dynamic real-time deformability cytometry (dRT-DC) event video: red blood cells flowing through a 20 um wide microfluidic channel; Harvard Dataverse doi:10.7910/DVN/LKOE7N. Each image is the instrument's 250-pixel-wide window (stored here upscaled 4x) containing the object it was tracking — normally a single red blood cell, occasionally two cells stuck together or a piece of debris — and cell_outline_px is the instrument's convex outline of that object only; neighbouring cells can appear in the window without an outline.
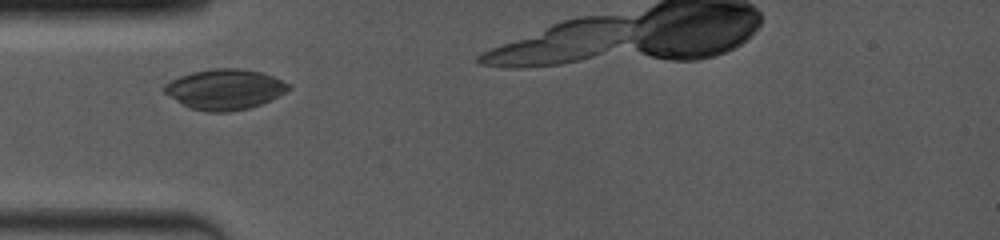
{"species": "common noctule bat (a hibernating species)", "species_latin": "Nyctalus noctula", "temperature_condition": "room temperature", "stored_images_in_passage": 40, "camera_frame_rate_fps": 4000, "um_per_image_px": 0.085, "animal": {"sex": "female", "body_mass_g": 19.0, "forearm_length_mm": 53.3}, "frame": {"image": 1, "passage_image": 9, "time_ms": 1.75, "image_size_px": [1000, 240], "cell_outline_px": [[292, 88], [260, 104], [248, 108], [228, 112], [204, 112], [188, 108], [164, 92], [164, 84], [180, 76], [192, 72], [212, 68], [240, 68], [264, 72], [292, 84]], "centroid_in_image_um": [19.12, 7.58], "position_along_channel_um": 65.9, "area_um2": 29.3}}
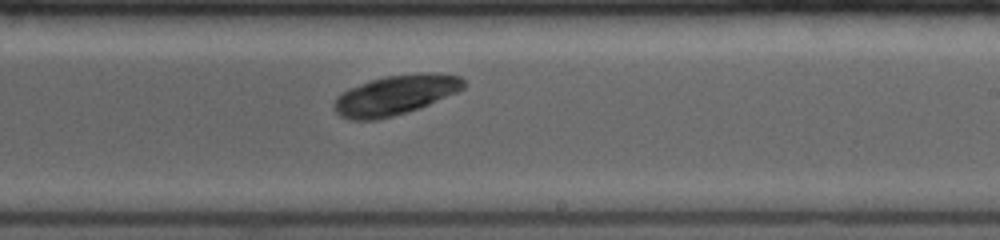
{"frame": {"image": 2, "passage_image": 27, "time_ms": 6.5, "image_size_px": [1000, 240], "cell_outline_px": [[464, 88], [456, 92], [420, 108], [408, 112], [376, 120], [348, 120], [340, 116], [332, 108], [332, 104], [348, 88], [384, 76], [420, 72], [428, 72], [460, 76], [464, 80]], "centroid_in_image_um": [33.59, 8.08], "position_along_channel_um": 255.4, "area_um2": 29.94}}
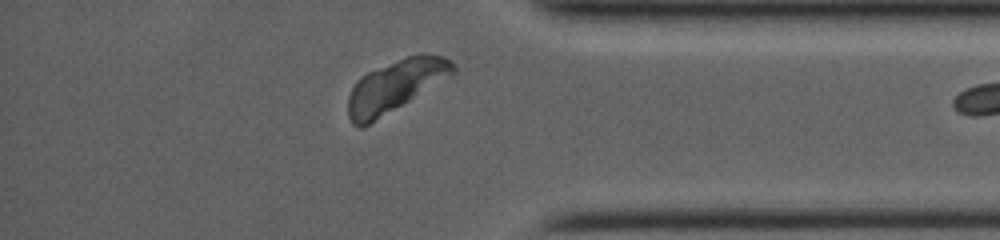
{"frame": {"image": 3, "passage_image": 39, "time_ms": 10.25, "image_size_px": [1000, 240], "cell_outline_px": [[456, 72], [452, 76], [364, 128], [360, 128], [352, 124], [348, 116], [348, 96], [356, 80], [368, 72], [408, 56], [420, 52], [424, 52], [444, 56], [452, 60], [456, 68]], "centroid_in_image_um": [33.64, 7.31], "position_along_channel_um": 401.6, "area_um2": 32.08}}